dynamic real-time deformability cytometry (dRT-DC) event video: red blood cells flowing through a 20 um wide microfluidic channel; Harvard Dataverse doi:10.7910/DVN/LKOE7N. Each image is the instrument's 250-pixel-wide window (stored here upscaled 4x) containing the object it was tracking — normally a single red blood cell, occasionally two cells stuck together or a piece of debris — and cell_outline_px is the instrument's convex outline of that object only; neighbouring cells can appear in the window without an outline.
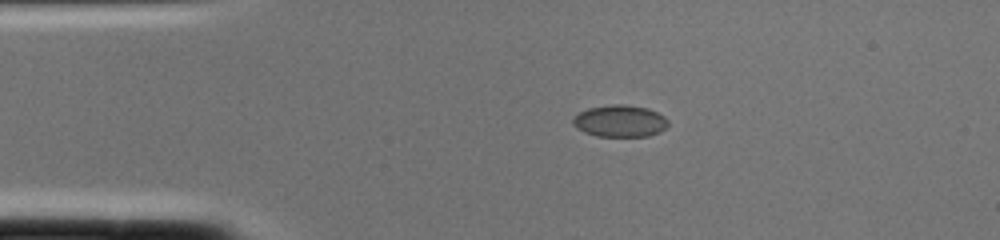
{"species": "common noctule bat (a hibernating species)", "species_latin": "Nyctalus noctula", "temperature_condition": "cold", "stored_images_in_passage": 1, "camera_frame_rate_fps": 3000, "um_per_image_px": 0.085, "animal": {"sex": "female", "body_mass_g": 22.0, "forearm_length_mm": 56.7}, "frame": {"image": 1, "passage_image": 1, "time_ms": 0.0, "image_size_px": [1000, 240], "cell_outline_px": [[668, 124], [660, 132], [648, 136], [596, 136], [584, 132], [576, 128], [572, 124], [572, 116], [588, 108], [612, 104], [624, 104], [648, 108], [664, 116], [668, 120]], "centroid_in_image_um": [52.66, 10.28], "position_along_channel_um": 32.3, "area_um2": 17.8}}